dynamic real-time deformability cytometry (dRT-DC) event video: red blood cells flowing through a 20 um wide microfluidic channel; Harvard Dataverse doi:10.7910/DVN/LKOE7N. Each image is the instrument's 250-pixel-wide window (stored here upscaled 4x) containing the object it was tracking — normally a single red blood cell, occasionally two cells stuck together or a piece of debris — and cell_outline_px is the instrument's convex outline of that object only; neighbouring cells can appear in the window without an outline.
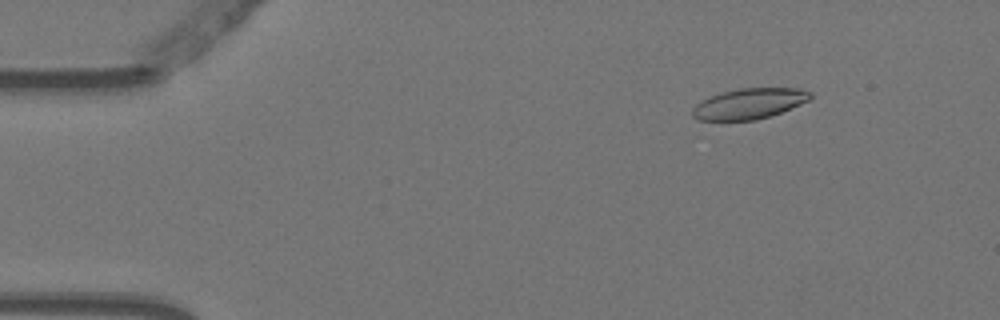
{"species": "Egyptian fruit bat (a non-hibernating species)", "species_latin": "Rousettus aegyptiacus", "temperature_condition": "warm", "stored_images_in_passage": 6, "camera_frame_rate_fps": 3000, "um_per_image_px": 0.085, "animal": {"sex": "female"}, "frame": {"image": 1, "passage_image": 2, "time_ms": 0.333, "image_size_px": [1000, 320], "cell_outline_px": [[812, 96], [808, 100], [800, 104], [780, 112], [756, 120], [696, 120], [692, 116], [692, 108], [696, 104], [712, 96], [724, 92], [740, 88], [800, 88], [812, 92]], "centroid_in_image_um": [63.68, 8.81], "position_along_channel_um": 21.3, "area_um2": 20.75}}
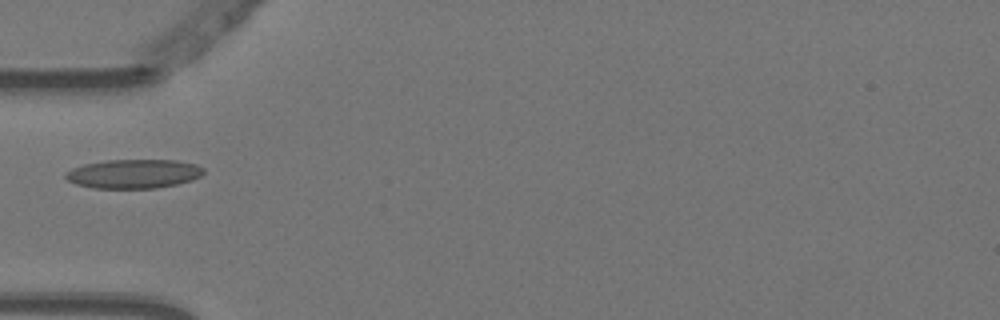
{"frame": {"image": 2, "passage_image": 5, "time_ms": 1.333, "image_size_px": [1000, 320], "cell_outline_px": [[204, 172], [200, 176], [192, 180], [176, 184], [156, 188], [92, 188], [76, 184], [68, 180], [64, 176], [64, 172], [72, 168], [84, 164], [108, 160], [176, 160], [196, 164], [204, 168]], "centroid_in_image_um": [11.35, 14.77], "position_along_channel_um": 73.7, "area_um2": 23.41}}
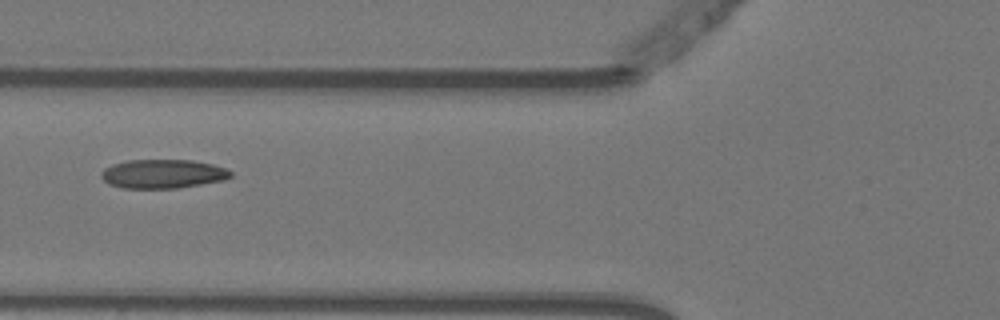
{"frame": {"image": 3, "passage_image": 6, "time_ms": 1.667, "image_size_px": [1000, 320], "cell_outline_px": [[232, 176], [224, 180], [176, 188], [124, 188], [108, 184], [100, 176], [100, 172], [104, 168], [112, 164], [128, 160], [192, 160], [212, 164], [224, 168], [232, 172]], "centroid_in_image_um": [13.81, 14.77], "position_along_channel_um": 112.0, "area_um2": 21.79}}